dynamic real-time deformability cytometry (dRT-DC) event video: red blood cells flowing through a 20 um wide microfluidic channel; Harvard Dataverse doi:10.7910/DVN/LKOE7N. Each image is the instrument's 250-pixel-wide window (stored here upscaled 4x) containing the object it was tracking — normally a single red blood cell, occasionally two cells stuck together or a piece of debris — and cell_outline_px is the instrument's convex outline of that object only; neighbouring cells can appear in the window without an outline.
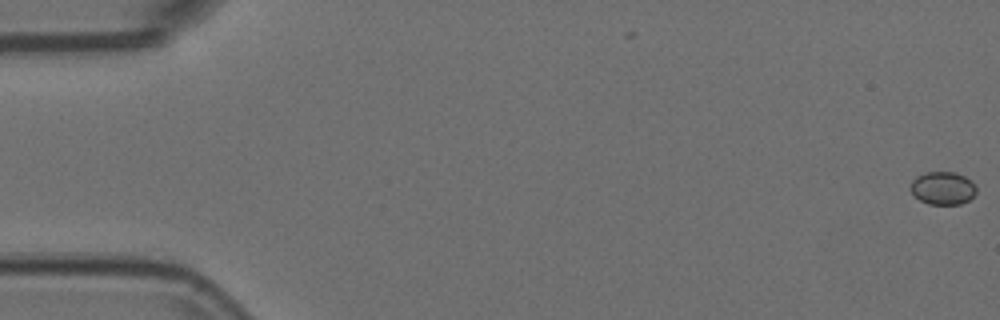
{"species": "Egyptian fruit bat (a non-hibernating species)", "species_latin": "Rousettus aegyptiacus", "temperature_condition": "room temperature", "stored_images_in_passage": 29, "camera_frame_rate_fps": 3000, "um_per_image_px": 0.085, "animal": {"sex": "female"}, "frame": {"image": 1, "passage_image": 1, "time_ms": 0.0, "image_size_px": [1000, 320], "cell_outline_px": [[976, 192], [968, 200], [960, 204], [928, 204], [920, 200], [908, 188], [912, 180], [916, 176], [924, 172], [956, 172], [972, 180], [976, 188]], "centroid_in_image_um": [80.12, 15.97], "position_along_channel_um": 4.9, "area_um2": 12.72}}
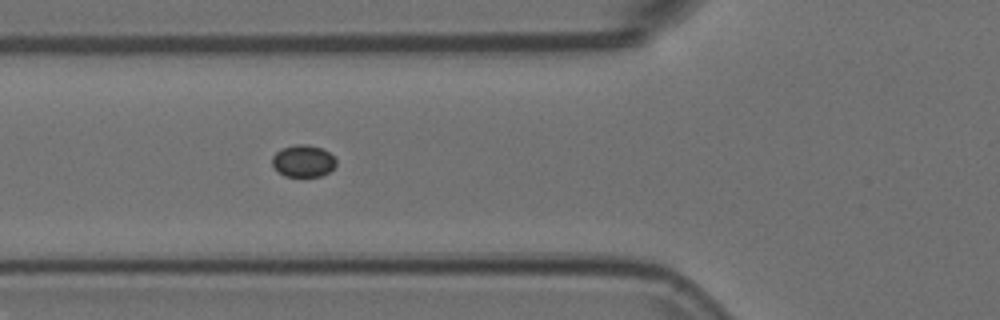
{"frame": {"image": 2, "passage_image": 21, "time_ms": 6.667, "image_size_px": [1000, 320], "cell_outline_px": [[336, 164], [328, 172], [320, 176], [284, 176], [272, 164], [272, 156], [276, 152], [284, 148], [296, 144], [308, 144], [324, 148], [336, 160]], "centroid_in_image_um": [25.78, 13.67], "position_along_channel_um": 100.0, "area_um2": 11.79}}
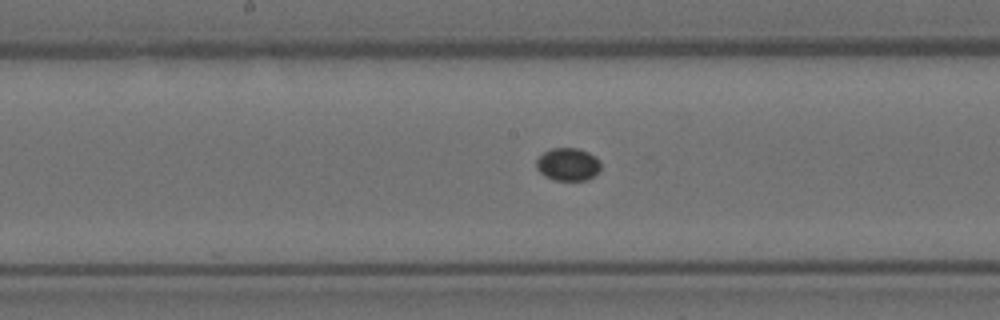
{"frame": {"image": 3, "passage_image": 29, "time_ms": 9.333, "image_size_px": [1000, 320], "cell_outline_px": [[600, 172], [588, 180], [552, 180], [544, 176], [536, 168], [536, 160], [544, 152], [552, 148], [576, 148], [588, 152], [596, 156], [600, 160]], "centroid_in_image_um": [48.29, 13.98], "position_along_channel_um": 199.9, "area_um2": 12.48}}